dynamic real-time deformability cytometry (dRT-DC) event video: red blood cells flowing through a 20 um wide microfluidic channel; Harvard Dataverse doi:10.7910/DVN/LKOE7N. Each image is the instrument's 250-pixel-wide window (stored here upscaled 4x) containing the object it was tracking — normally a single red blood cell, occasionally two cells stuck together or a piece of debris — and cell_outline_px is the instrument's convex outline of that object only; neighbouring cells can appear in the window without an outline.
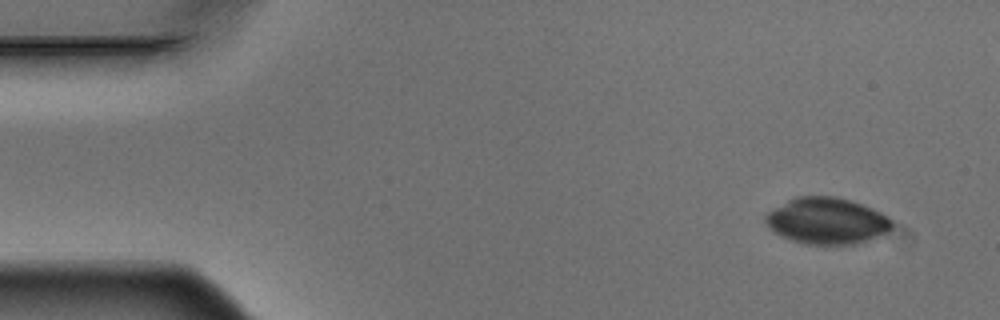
{"species": "Egyptian fruit bat (a non-hibernating species)", "species_latin": "Rousettus aegyptiacus", "temperature_condition": "warm", "stored_images_in_passage": 3, "camera_frame_rate_fps": 3000, "um_per_image_px": 0.085, "animal": {"sex": "male"}, "frame": {"image": 1, "passage_image": 1, "time_ms": 0.0, "image_size_px": [1000, 320], "cell_outline_px": [[892, 224], [880, 236], [856, 244], [804, 244], [780, 236], [768, 228], [764, 220], [764, 216], [768, 212], [788, 200], [796, 196], [836, 196], [852, 200], [872, 208], [888, 216], [892, 220]], "centroid_in_image_um": [70.25, 18.77], "position_along_channel_um": 14.7, "area_um2": 34.22}}